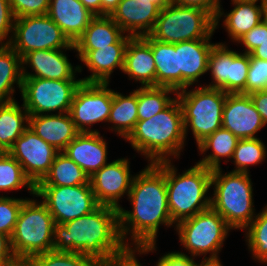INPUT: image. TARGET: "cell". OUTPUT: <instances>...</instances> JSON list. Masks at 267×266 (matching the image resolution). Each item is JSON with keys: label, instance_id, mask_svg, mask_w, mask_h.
I'll return each mask as SVG.
<instances>
[{"label": "cell", "instance_id": "cell-37", "mask_svg": "<svg viewBox=\"0 0 267 266\" xmlns=\"http://www.w3.org/2000/svg\"><path fill=\"white\" fill-rule=\"evenodd\" d=\"M244 230L254 260L267 264V204Z\"/></svg>", "mask_w": 267, "mask_h": 266}, {"label": "cell", "instance_id": "cell-36", "mask_svg": "<svg viewBox=\"0 0 267 266\" xmlns=\"http://www.w3.org/2000/svg\"><path fill=\"white\" fill-rule=\"evenodd\" d=\"M267 150L260 138L240 139L233 152L234 172L249 173V167L265 161Z\"/></svg>", "mask_w": 267, "mask_h": 266}, {"label": "cell", "instance_id": "cell-46", "mask_svg": "<svg viewBox=\"0 0 267 266\" xmlns=\"http://www.w3.org/2000/svg\"><path fill=\"white\" fill-rule=\"evenodd\" d=\"M171 2L182 5L197 7L209 12L214 18L216 17L221 5V0H171Z\"/></svg>", "mask_w": 267, "mask_h": 266}, {"label": "cell", "instance_id": "cell-54", "mask_svg": "<svg viewBox=\"0 0 267 266\" xmlns=\"http://www.w3.org/2000/svg\"><path fill=\"white\" fill-rule=\"evenodd\" d=\"M199 266H223L221 261H201Z\"/></svg>", "mask_w": 267, "mask_h": 266}, {"label": "cell", "instance_id": "cell-28", "mask_svg": "<svg viewBox=\"0 0 267 266\" xmlns=\"http://www.w3.org/2000/svg\"><path fill=\"white\" fill-rule=\"evenodd\" d=\"M239 140L229 130L223 127L219 128L197 145L201 154L205 155L209 149L212 150L209 155L203 156L197 163L211 170L221 168V159L226 157L224 161L227 163L232 158Z\"/></svg>", "mask_w": 267, "mask_h": 266}, {"label": "cell", "instance_id": "cell-24", "mask_svg": "<svg viewBox=\"0 0 267 266\" xmlns=\"http://www.w3.org/2000/svg\"><path fill=\"white\" fill-rule=\"evenodd\" d=\"M124 74L139 81L141 87L156 86V66L150 43L143 37H131L125 51Z\"/></svg>", "mask_w": 267, "mask_h": 266}, {"label": "cell", "instance_id": "cell-26", "mask_svg": "<svg viewBox=\"0 0 267 266\" xmlns=\"http://www.w3.org/2000/svg\"><path fill=\"white\" fill-rule=\"evenodd\" d=\"M231 2L234 8L229 13H224L223 7L219 8L215 17V30L217 27L219 28V22L224 16L223 26L232 41L236 42L245 33H248L262 22V5L261 3L257 5L258 2L255 1L231 0Z\"/></svg>", "mask_w": 267, "mask_h": 266}, {"label": "cell", "instance_id": "cell-21", "mask_svg": "<svg viewBox=\"0 0 267 266\" xmlns=\"http://www.w3.org/2000/svg\"><path fill=\"white\" fill-rule=\"evenodd\" d=\"M100 132H80L62 151L89 177L107 164V142Z\"/></svg>", "mask_w": 267, "mask_h": 266}, {"label": "cell", "instance_id": "cell-38", "mask_svg": "<svg viewBox=\"0 0 267 266\" xmlns=\"http://www.w3.org/2000/svg\"><path fill=\"white\" fill-rule=\"evenodd\" d=\"M30 266H100L93 258L76 252L51 250L32 257Z\"/></svg>", "mask_w": 267, "mask_h": 266}, {"label": "cell", "instance_id": "cell-7", "mask_svg": "<svg viewBox=\"0 0 267 266\" xmlns=\"http://www.w3.org/2000/svg\"><path fill=\"white\" fill-rule=\"evenodd\" d=\"M176 97L183 112L185 136L191 130L197 145L222 127L227 93L221 89L200 85L191 90H179Z\"/></svg>", "mask_w": 267, "mask_h": 266}, {"label": "cell", "instance_id": "cell-8", "mask_svg": "<svg viewBox=\"0 0 267 266\" xmlns=\"http://www.w3.org/2000/svg\"><path fill=\"white\" fill-rule=\"evenodd\" d=\"M215 32V18L206 10L171 2L160 10L151 38L179 43L196 39H211Z\"/></svg>", "mask_w": 267, "mask_h": 266}, {"label": "cell", "instance_id": "cell-44", "mask_svg": "<svg viewBox=\"0 0 267 266\" xmlns=\"http://www.w3.org/2000/svg\"><path fill=\"white\" fill-rule=\"evenodd\" d=\"M265 41H267V25L261 22L248 33H245L236 42L244 45L243 47H245V50H242L244 53L250 54Z\"/></svg>", "mask_w": 267, "mask_h": 266}, {"label": "cell", "instance_id": "cell-4", "mask_svg": "<svg viewBox=\"0 0 267 266\" xmlns=\"http://www.w3.org/2000/svg\"><path fill=\"white\" fill-rule=\"evenodd\" d=\"M174 166L171 160L165 161L168 209L176 225L211 207V197L207 194L212 170L196 163L179 174Z\"/></svg>", "mask_w": 267, "mask_h": 266}, {"label": "cell", "instance_id": "cell-9", "mask_svg": "<svg viewBox=\"0 0 267 266\" xmlns=\"http://www.w3.org/2000/svg\"><path fill=\"white\" fill-rule=\"evenodd\" d=\"M181 245L191 257L205 256L202 261H221V252L225 239L232 228L213 208H208L191 218L173 225Z\"/></svg>", "mask_w": 267, "mask_h": 266}, {"label": "cell", "instance_id": "cell-23", "mask_svg": "<svg viewBox=\"0 0 267 266\" xmlns=\"http://www.w3.org/2000/svg\"><path fill=\"white\" fill-rule=\"evenodd\" d=\"M47 15L74 44L95 17L80 0H50Z\"/></svg>", "mask_w": 267, "mask_h": 266}, {"label": "cell", "instance_id": "cell-55", "mask_svg": "<svg viewBox=\"0 0 267 266\" xmlns=\"http://www.w3.org/2000/svg\"><path fill=\"white\" fill-rule=\"evenodd\" d=\"M8 151L0 143V156L7 154Z\"/></svg>", "mask_w": 267, "mask_h": 266}, {"label": "cell", "instance_id": "cell-18", "mask_svg": "<svg viewBox=\"0 0 267 266\" xmlns=\"http://www.w3.org/2000/svg\"><path fill=\"white\" fill-rule=\"evenodd\" d=\"M261 115L247 94H227L223 108L222 127L239 139L256 138L264 127Z\"/></svg>", "mask_w": 267, "mask_h": 266}, {"label": "cell", "instance_id": "cell-27", "mask_svg": "<svg viewBox=\"0 0 267 266\" xmlns=\"http://www.w3.org/2000/svg\"><path fill=\"white\" fill-rule=\"evenodd\" d=\"M124 34L110 16H95L73 45L75 50H97L111 44H128L132 36Z\"/></svg>", "mask_w": 267, "mask_h": 266}, {"label": "cell", "instance_id": "cell-43", "mask_svg": "<svg viewBox=\"0 0 267 266\" xmlns=\"http://www.w3.org/2000/svg\"><path fill=\"white\" fill-rule=\"evenodd\" d=\"M14 21L15 17L9 0H0V45H9L12 38L10 33L13 32Z\"/></svg>", "mask_w": 267, "mask_h": 266}, {"label": "cell", "instance_id": "cell-12", "mask_svg": "<svg viewBox=\"0 0 267 266\" xmlns=\"http://www.w3.org/2000/svg\"><path fill=\"white\" fill-rule=\"evenodd\" d=\"M36 197L42 198L55 223L64 224L97 209L91 184L77 186H35Z\"/></svg>", "mask_w": 267, "mask_h": 266}, {"label": "cell", "instance_id": "cell-32", "mask_svg": "<svg viewBox=\"0 0 267 266\" xmlns=\"http://www.w3.org/2000/svg\"><path fill=\"white\" fill-rule=\"evenodd\" d=\"M29 127V114L23 104L0 103V143L8 151Z\"/></svg>", "mask_w": 267, "mask_h": 266}, {"label": "cell", "instance_id": "cell-30", "mask_svg": "<svg viewBox=\"0 0 267 266\" xmlns=\"http://www.w3.org/2000/svg\"><path fill=\"white\" fill-rule=\"evenodd\" d=\"M137 108V89L126 96L113 90L112 106L107 121L108 125L112 123L111 131L114 130L125 140L138 122Z\"/></svg>", "mask_w": 267, "mask_h": 266}, {"label": "cell", "instance_id": "cell-48", "mask_svg": "<svg viewBox=\"0 0 267 266\" xmlns=\"http://www.w3.org/2000/svg\"><path fill=\"white\" fill-rule=\"evenodd\" d=\"M250 97L261 115L264 125L267 124V89L250 94Z\"/></svg>", "mask_w": 267, "mask_h": 266}, {"label": "cell", "instance_id": "cell-49", "mask_svg": "<svg viewBox=\"0 0 267 266\" xmlns=\"http://www.w3.org/2000/svg\"><path fill=\"white\" fill-rule=\"evenodd\" d=\"M121 0H101V16H110Z\"/></svg>", "mask_w": 267, "mask_h": 266}, {"label": "cell", "instance_id": "cell-6", "mask_svg": "<svg viewBox=\"0 0 267 266\" xmlns=\"http://www.w3.org/2000/svg\"><path fill=\"white\" fill-rule=\"evenodd\" d=\"M34 197L36 195L23 202L10 237L12 251L19 262H28L38 254L53 250V216L46 205Z\"/></svg>", "mask_w": 267, "mask_h": 266}, {"label": "cell", "instance_id": "cell-50", "mask_svg": "<svg viewBox=\"0 0 267 266\" xmlns=\"http://www.w3.org/2000/svg\"><path fill=\"white\" fill-rule=\"evenodd\" d=\"M95 16H101V0H80Z\"/></svg>", "mask_w": 267, "mask_h": 266}, {"label": "cell", "instance_id": "cell-39", "mask_svg": "<svg viewBox=\"0 0 267 266\" xmlns=\"http://www.w3.org/2000/svg\"><path fill=\"white\" fill-rule=\"evenodd\" d=\"M26 199L0 195V233L11 237L19 211Z\"/></svg>", "mask_w": 267, "mask_h": 266}, {"label": "cell", "instance_id": "cell-25", "mask_svg": "<svg viewBox=\"0 0 267 266\" xmlns=\"http://www.w3.org/2000/svg\"><path fill=\"white\" fill-rule=\"evenodd\" d=\"M29 128L58 152L80 133L69 113L29 115Z\"/></svg>", "mask_w": 267, "mask_h": 266}, {"label": "cell", "instance_id": "cell-56", "mask_svg": "<svg viewBox=\"0 0 267 266\" xmlns=\"http://www.w3.org/2000/svg\"><path fill=\"white\" fill-rule=\"evenodd\" d=\"M14 266H30L29 264H28V262H18L16 265H14Z\"/></svg>", "mask_w": 267, "mask_h": 266}, {"label": "cell", "instance_id": "cell-33", "mask_svg": "<svg viewBox=\"0 0 267 266\" xmlns=\"http://www.w3.org/2000/svg\"><path fill=\"white\" fill-rule=\"evenodd\" d=\"M90 184V177L67 155L58 152L48 174L36 186H77Z\"/></svg>", "mask_w": 267, "mask_h": 266}, {"label": "cell", "instance_id": "cell-52", "mask_svg": "<svg viewBox=\"0 0 267 266\" xmlns=\"http://www.w3.org/2000/svg\"><path fill=\"white\" fill-rule=\"evenodd\" d=\"M262 5V22L267 25V0L261 2Z\"/></svg>", "mask_w": 267, "mask_h": 266}, {"label": "cell", "instance_id": "cell-45", "mask_svg": "<svg viewBox=\"0 0 267 266\" xmlns=\"http://www.w3.org/2000/svg\"><path fill=\"white\" fill-rule=\"evenodd\" d=\"M194 260V257L181 251L168 252L159 258L156 266H199Z\"/></svg>", "mask_w": 267, "mask_h": 266}, {"label": "cell", "instance_id": "cell-1", "mask_svg": "<svg viewBox=\"0 0 267 266\" xmlns=\"http://www.w3.org/2000/svg\"><path fill=\"white\" fill-rule=\"evenodd\" d=\"M128 199L132 210L119 208V232L123 243L136 248L156 245L159 227L174 224L168 209L165 161L148 163L135 175Z\"/></svg>", "mask_w": 267, "mask_h": 266}, {"label": "cell", "instance_id": "cell-41", "mask_svg": "<svg viewBox=\"0 0 267 266\" xmlns=\"http://www.w3.org/2000/svg\"><path fill=\"white\" fill-rule=\"evenodd\" d=\"M12 13L16 18L46 15L50 0H9Z\"/></svg>", "mask_w": 267, "mask_h": 266}, {"label": "cell", "instance_id": "cell-17", "mask_svg": "<svg viewBox=\"0 0 267 266\" xmlns=\"http://www.w3.org/2000/svg\"><path fill=\"white\" fill-rule=\"evenodd\" d=\"M71 49H53V50H36L28 52L22 57V75L23 78H42L50 80H82L76 79V72H82V66L70 63L68 56L63 53ZM26 65V66H25ZM30 67L33 71L28 72Z\"/></svg>", "mask_w": 267, "mask_h": 266}, {"label": "cell", "instance_id": "cell-20", "mask_svg": "<svg viewBox=\"0 0 267 266\" xmlns=\"http://www.w3.org/2000/svg\"><path fill=\"white\" fill-rule=\"evenodd\" d=\"M160 10L149 0H121L110 17L125 33L139 37L153 30Z\"/></svg>", "mask_w": 267, "mask_h": 266}, {"label": "cell", "instance_id": "cell-2", "mask_svg": "<svg viewBox=\"0 0 267 266\" xmlns=\"http://www.w3.org/2000/svg\"><path fill=\"white\" fill-rule=\"evenodd\" d=\"M126 248L119 232L117 208L100 205L87 215L54 224L53 250L80 253L101 264Z\"/></svg>", "mask_w": 267, "mask_h": 266}, {"label": "cell", "instance_id": "cell-53", "mask_svg": "<svg viewBox=\"0 0 267 266\" xmlns=\"http://www.w3.org/2000/svg\"><path fill=\"white\" fill-rule=\"evenodd\" d=\"M152 3L156 4L160 9L168 6L171 3V0H149Z\"/></svg>", "mask_w": 267, "mask_h": 266}, {"label": "cell", "instance_id": "cell-5", "mask_svg": "<svg viewBox=\"0 0 267 266\" xmlns=\"http://www.w3.org/2000/svg\"><path fill=\"white\" fill-rule=\"evenodd\" d=\"M249 173L230 171L222 174L221 168L212 170L211 208L217 211L234 230H244L256 217L253 188Z\"/></svg>", "mask_w": 267, "mask_h": 266}, {"label": "cell", "instance_id": "cell-11", "mask_svg": "<svg viewBox=\"0 0 267 266\" xmlns=\"http://www.w3.org/2000/svg\"><path fill=\"white\" fill-rule=\"evenodd\" d=\"M9 45L22 58L36 50L71 49L61 28L46 14L16 18Z\"/></svg>", "mask_w": 267, "mask_h": 266}, {"label": "cell", "instance_id": "cell-31", "mask_svg": "<svg viewBox=\"0 0 267 266\" xmlns=\"http://www.w3.org/2000/svg\"><path fill=\"white\" fill-rule=\"evenodd\" d=\"M22 58L10 45H0V103L15 101V86L21 92Z\"/></svg>", "mask_w": 267, "mask_h": 266}, {"label": "cell", "instance_id": "cell-42", "mask_svg": "<svg viewBox=\"0 0 267 266\" xmlns=\"http://www.w3.org/2000/svg\"><path fill=\"white\" fill-rule=\"evenodd\" d=\"M156 248L155 244L139 248L127 247L121 254L112 256L108 261L101 263L100 266H143L136 258V255L148 254L156 251Z\"/></svg>", "mask_w": 267, "mask_h": 266}, {"label": "cell", "instance_id": "cell-34", "mask_svg": "<svg viewBox=\"0 0 267 266\" xmlns=\"http://www.w3.org/2000/svg\"><path fill=\"white\" fill-rule=\"evenodd\" d=\"M169 94H175L174 98ZM176 94L177 91L170 87L140 86L137 89L138 121L150 119L163 111L176 99Z\"/></svg>", "mask_w": 267, "mask_h": 266}, {"label": "cell", "instance_id": "cell-15", "mask_svg": "<svg viewBox=\"0 0 267 266\" xmlns=\"http://www.w3.org/2000/svg\"><path fill=\"white\" fill-rule=\"evenodd\" d=\"M8 153L20 163L24 174L36 186L48 174L58 151L28 127Z\"/></svg>", "mask_w": 267, "mask_h": 266}, {"label": "cell", "instance_id": "cell-35", "mask_svg": "<svg viewBox=\"0 0 267 266\" xmlns=\"http://www.w3.org/2000/svg\"><path fill=\"white\" fill-rule=\"evenodd\" d=\"M26 188L35 195V186L24 174L20 163L9 153L0 156V191H13Z\"/></svg>", "mask_w": 267, "mask_h": 266}, {"label": "cell", "instance_id": "cell-29", "mask_svg": "<svg viewBox=\"0 0 267 266\" xmlns=\"http://www.w3.org/2000/svg\"><path fill=\"white\" fill-rule=\"evenodd\" d=\"M151 45L156 66V86L170 87L178 91V61L175 43L155 40L143 36Z\"/></svg>", "mask_w": 267, "mask_h": 266}, {"label": "cell", "instance_id": "cell-57", "mask_svg": "<svg viewBox=\"0 0 267 266\" xmlns=\"http://www.w3.org/2000/svg\"><path fill=\"white\" fill-rule=\"evenodd\" d=\"M241 1H255V2H258L259 0H241ZM263 0H260V3L262 2Z\"/></svg>", "mask_w": 267, "mask_h": 266}, {"label": "cell", "instance_id": "cell-22", "mask_svg": "<svg viewBox=\"0 0 267 266\" xmlns=\"http://www.w3.org/2000/svg\"><path fill=\"white\" fill-rule=\"evenodd\" d=\"M128 44H111L97 50H75L77 58L92 73L82 78V82L109 83L113 71L124 66L125 51Z\"/></svg>", "mask_w": 267, "mask_h": 266}, {"label": "cell", "instance_id": "cell-13", "mask_svg": "<svg viewBox=\"0 0 267 266\" xmlns=\"http://www.w3.org/2000/svg\"><path fill=\"white\" fill-rule=\"evenodd\" d=\"M109 83L82 82L77 88L69 114L79 132H99L91 127L106 122L112 106L113 90Z\"/></svg>", "mask_w": 267, "mask_h": 266}, {"label": "cell", "instance_id": "cell-19", "mask_svg": "<svg viewBox=\"0 0 267 266\" xmlns=\"http://www.w3.org/2000/svg\"><path fill=\"white\" fill-rule=\"evenodd\" d=\"M211 39H196L175 43L178 61V91L198 83L199 77L208 72Z\"/></svg>", "mask_w": 267, "mask_h": 266}, {"label": "cell", "instance_id": "cell-14", "mask_svg": "<svg viewBox=\"0 0 267 266\" xmlns=\"http://www.w3.org/2000/svg\"><path fill=\"white\" fill-rule=\"evenodd\" d=\"M249 64V54L216 43L208 58V72L211 71L213 81L205 87L221 89L227 94H245Z\"/></svg>", "mask_w": 267, "mask_h": 266}, {"label": "cell", "instance_id": "cell-3", "mask_svg": "<svg viewBox=\"0 0 267 266\" xmlns=\"http://www.w3.org/2000/svg\"><path fill=\"white\" fill-rule=\"evenodd\" d=\"M186 138L183 112L176 97L154 117L138 121L125 141H129L137 153L148 159V163H156L172 161V156L179 159Z\"/></svg>", "mask_w": 267, "mask_h": 266}, {"label": "cell", "instance_id": "cell-10", "mask_svg": "<svg viewBox=\"0 0 267 266\" xmlns=\"http://www.w3.org/2000/svg\"><path fill=\"white\" fill-rule=\"evenodd\" d=\"M81 83L82 80L23 78L20 93L23 106L29 115L69 113Z\"/></svg>", "mask_w": 267, "mask_h": 266}, {"label": "cell", "instance_id": "cell-40", "mask_svg": "<svg viewBox=\"0 0 267 266\" xmlns=\"http://www.w3.org/2000/svg\"><path fill=\"white\" fill-rule=\"evenodd\" d=\"M250 64L246 80L245 94L250 95L267 89V61L249 54Z\"/></svg>", "mask_w": 267, "mask_h": 266}, {"label": "cell", "instance_id": "cell-16", "mask_svg": "<svg viewBox=\"0 0 267 266\" xmlns=\"http://www.w3.org/2000/svg\"><path fill=\"white\" fill-rule=\"evenodd\" d=\"M128 158H118L107 163L90 177L92 191L100 205L119 209L120 199L128 196L134 175L130 172Z\"/></svg>", "mask_w": 267, "mask_h": 266}, {"label": "cell", "instance_id": "cell-47", "mask_svg": "<svg viewBox=\"0 0 267 266\" xmlns=\"http://www.w3.org/2000/svg\"><path fill=\"white\" fill-rule=\"evenodd\" d=\"M18 262L12 251L10 237L0 233V266H14Z\"/></svg>", "mask_w": 267, "mask_h": 266}, {"label": "cell", "instance_id": "cell-51", "mask_svg": "<svg viewBox=\"0 0 267 266\" xmlns=\"http://www.w3.org/2000/svg\"><path fill=\"white\" fill-rule=\"evenodd\" d=\"M253 57L267 61V41L250 53Z\"/></svg>", "mask_w": 267, "mask_h": 266}]
</instances>
